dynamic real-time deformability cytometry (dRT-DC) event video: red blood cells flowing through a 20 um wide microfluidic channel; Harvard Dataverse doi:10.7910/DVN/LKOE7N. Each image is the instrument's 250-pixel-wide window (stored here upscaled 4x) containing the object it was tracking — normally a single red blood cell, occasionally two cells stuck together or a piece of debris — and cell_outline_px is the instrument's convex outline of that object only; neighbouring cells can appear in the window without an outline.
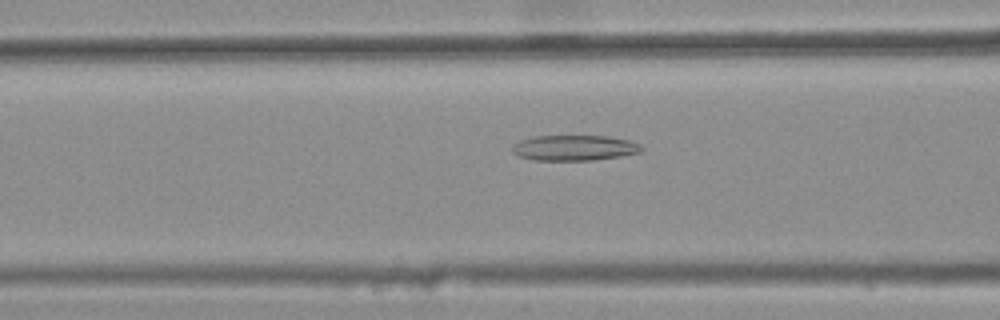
{"species": "common noctule bat (a hibernating species)", "species_latin": "Nyctalus noctula", "temperature_condition": "warm", "stored_images_in_passage": 19, "camera_frame_rate_fps": 3000, "um_per_image_px": 0.085, "animal": {"sex": "female", "body_mass_g": 25.1}, "frame": {"image": 1, "passage_image": 11, "time_ms": 3.333, "image_size_px": [1000, 320], "cell_outline_px": [[644, 148], [640, 152], [620, 156], [592, 160], [536, 160], [520, 156], [512, 152], [512, 148], [520, 140], [536, 136], [608, 136], [628, 140], [640, 144]], "centroid_in_image_um": [48.85, 12.56], "position_along_channel_um": 117.8, "area_um2": 18.96}}
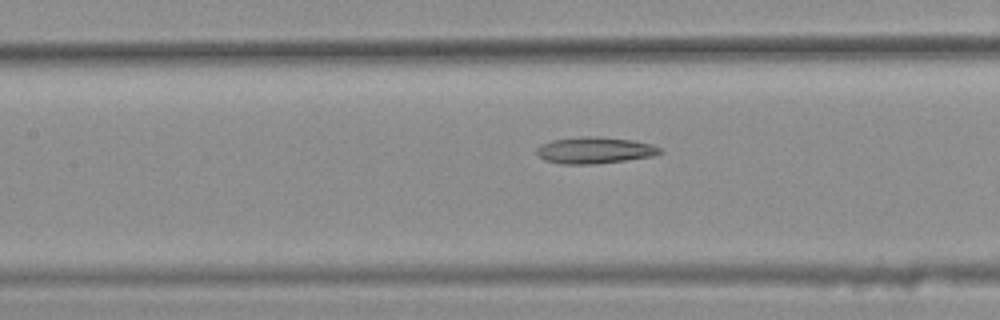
{"frame": {"image": 2, "passage_image": 14, "time_ms": 4.333, "image_size_px": [1000, 320], "cell_outline_px": [[664, 152], [652, 156], [596, 164], [560, 164], [544, 160], [536, 152], [536, 148], [540, 144], [552, 140], [580, 136], [596, 136], [632, 140], [652, 144], [660, 148]], "centroid_in_image_um": [50.52, 12.77], "position_along_channel_um": 156.9, "area_um2": 19.13}}